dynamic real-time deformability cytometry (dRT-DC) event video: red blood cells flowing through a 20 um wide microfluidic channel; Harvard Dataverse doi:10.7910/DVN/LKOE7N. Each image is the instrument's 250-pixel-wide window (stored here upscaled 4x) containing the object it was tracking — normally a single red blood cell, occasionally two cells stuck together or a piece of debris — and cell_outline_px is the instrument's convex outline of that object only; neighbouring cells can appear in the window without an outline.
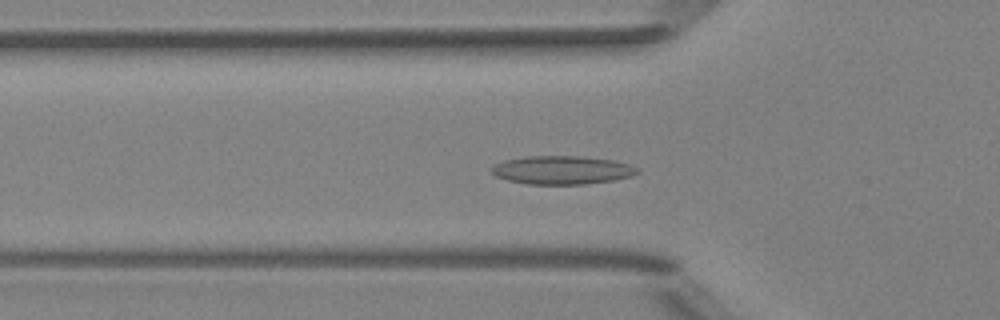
{"species": "Egyptian fruit bat (a non-hibernating species)", "species_latin": "Rousettus aegyptiacus", "temperature_condition": "room temperature", "stored_images_in_passage": 34, "camera_frame_rate_fps": 3000, "um_per_image_px": 0.085, "animal": {"sex": "female"}, "frame": {"image": 1, "passage_image": 3, "time_ms": 0.667, "image_size_px": [1000, 320], "cell_outline_px": [[640, 172], [632, 176], [612, 180], [588, 184], [528, 184], [508, 180], [496, 176], [492, 172], [492, 168], [496, 164], [504, 160], [524, 156], [580, 156], [612, 160], [628, 164], [636, 168]], "centroid_in_image_um": [47.77, 14.45], "position_along_channel_um": 78.0, "area_um2": 23.99}}
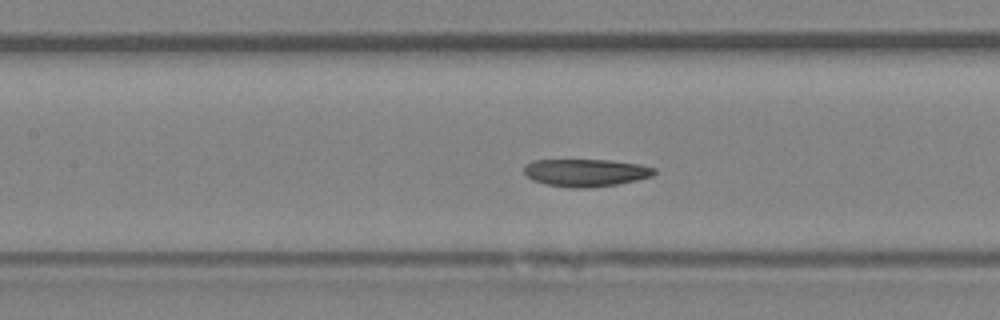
{"frame": {"image": 2, "passage_image": 9, "time_ms": 2.667, "image_size_px": [1000, 320], "cell_outline_px": [[656, 172], [652, 176], [636, 180], [616, 184], [584, 188], [572, 188], [544, 184], [532, 180], [524, 172], [524, 164], [532, 160], [612, 160], [640, 164], [656, 168]], "centroid_in_image_um": [49.77, 14.67], "position_along_channel_um": 157.6, "area_um2": 20.98}}
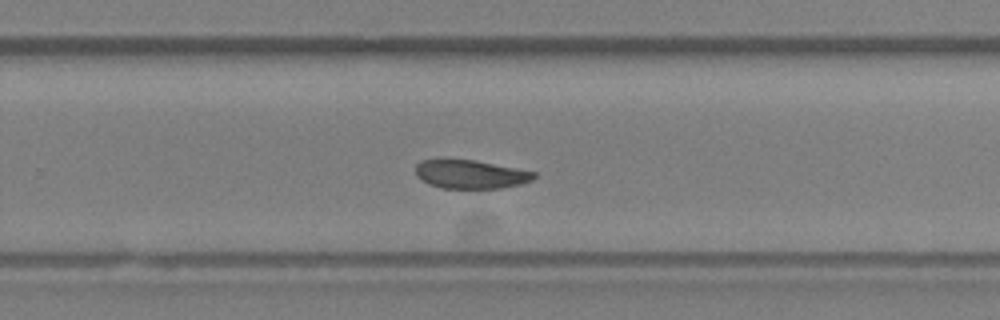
{"frame": {"image": 3, "passage_image": 19, "time_ms": 6.0, "image_size_px": [1000, 320], "cell_outline_px": [[536, 176], [532, 180], [520, 184], [500, 188], [444, 188], [428, 184], [420, 180], [416, 176], [416, 164], [420, 160], [436, 156], [444, 156], [476, 160], [536, 172]], "centroid_in_image_um": [39.89, 14.75], "position_along_channel_um": 289.9, "area_um2": 20.58}, "authors_computed_cell_mechanics": {"area_um2": 20.5768, "velocity_mm_per_s": 3.9838, "shape_relaxation_time_tau1_ms": null, "shape_relaxation_time_tau2_ms": 4.4889, "deformation_change_tau1": null, "deformation_change_tau2": 0.0827}}